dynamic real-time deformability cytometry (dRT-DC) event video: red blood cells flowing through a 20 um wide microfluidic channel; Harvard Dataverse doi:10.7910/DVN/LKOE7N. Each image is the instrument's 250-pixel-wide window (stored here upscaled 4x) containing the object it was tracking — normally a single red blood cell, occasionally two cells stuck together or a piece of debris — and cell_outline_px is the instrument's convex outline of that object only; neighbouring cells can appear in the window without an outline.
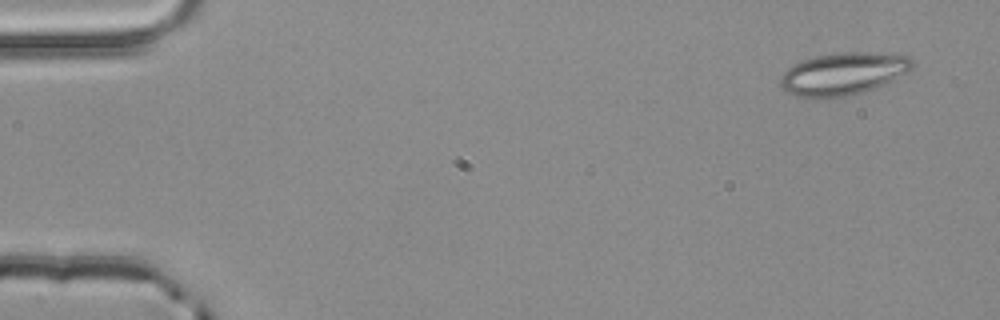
{"species": "common noctule bat (a hibernating species)", "species_latin": "Nyctalus noctula", "temperature_condition": "room temperature", "stored_images_in_passage": 3, "camera_frame_rate_fps": 3000, "um_per_image_px": 0.085, "animal": {"sex": "male", "body_mass_g": 20.4}, "frame": {"image": 1, "passage_image": 1, "time_ms": 0.0, "image_size_px": [1000, 320], "cell_outline_px": [[916, 64], [908, 72], [876, 88], [852, 96], [820, 100], [796, 96], [788, 92], [780, 84], [780, 76], [792, 64], [800, 60], [816, 56], [840, 52], [908, 52], [912, 56]], "centroid_in_image_um": [71.76, 6.26], "position_along_channel_um": 13.2, "area_um2": 33.99}}